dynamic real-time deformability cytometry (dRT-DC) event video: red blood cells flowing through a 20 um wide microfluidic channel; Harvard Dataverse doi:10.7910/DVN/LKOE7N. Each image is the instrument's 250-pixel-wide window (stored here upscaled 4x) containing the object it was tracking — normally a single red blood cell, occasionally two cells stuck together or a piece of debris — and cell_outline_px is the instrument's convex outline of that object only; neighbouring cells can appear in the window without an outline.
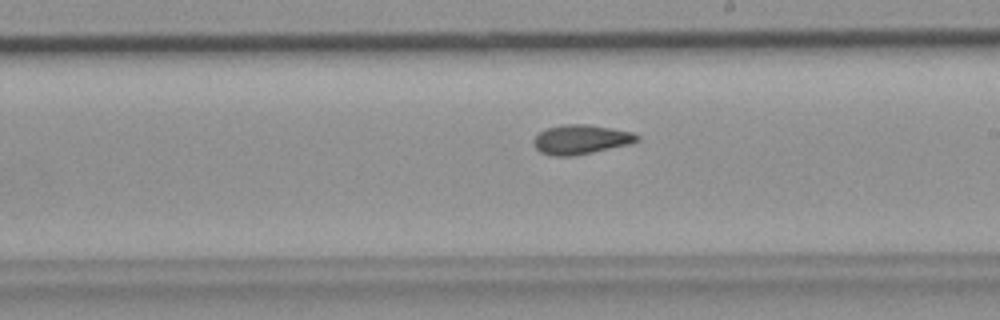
{"species": "common noctule bat (a hibernating species)", "species_latin": "Nyctalus noctula", "temperature_condition": "room temperature", "stored_images_in_passage": 47, "camera_frame_rate_fps": 3000, "um_per_image_px": 0.085, "animal": {"sex": "female", "body_mass_g": 19.9}, "frame": {"image": 1, "passage_image": 27, "time_ms": 8.667, "image_size_px": [1000, 320], "cell_outline_px": [[640, 140], [628, 144], [576, 156], [552, 156], [540, 152], [532, 144], [532, 140], [540, 132], [548, 128], [564, 124], [588, 124], [632, 132], [640, 136]], "centroid_in_image_um": [49.35, 11.86], "position_along_channel_um": 239.6, "area_um2": 17.74}}
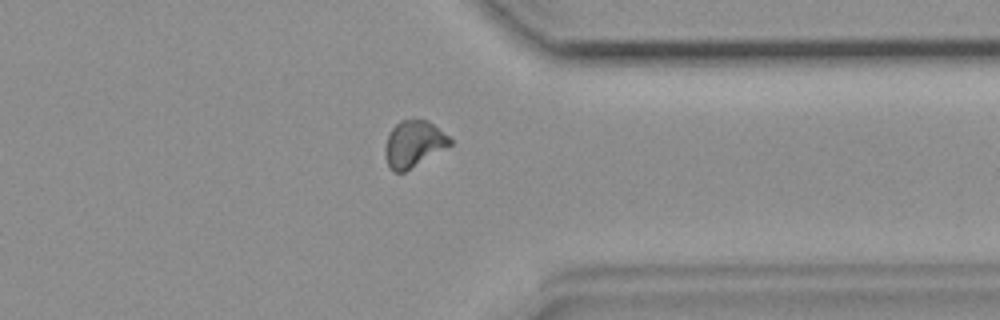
{"frame": {"image": 2, "passage_image": 37, "time_ms": 12.0, "image_size_px": [1000, 320], "cell_outline_px": [[452, 144], [404, 172], [392, 172], [384, 156], [384, 148], [388, 132], [400, 120], [428, 120], [448, 136], [452, 140]], "centroid_in_image_um": [35.12, 12.23], "position_along_channel_um": 376.3, "area_um2": 17.46}}
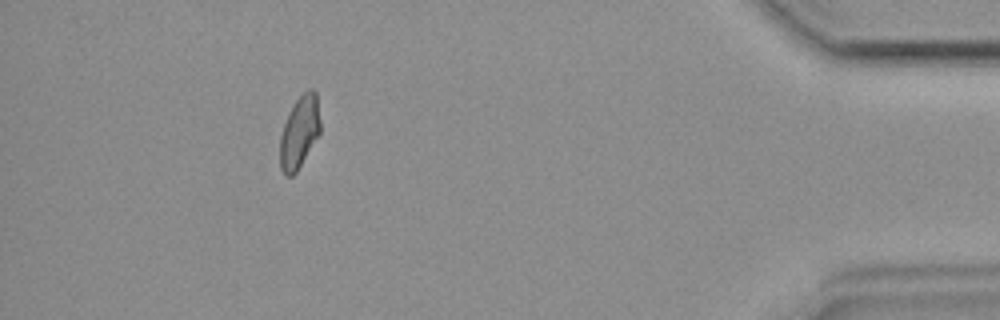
{"frame": {"image": 3, "passage_image": 43, "time_ms": 14.0, "image_size_px": [1000, 320], "cell_outline_px": [[320, 132], [296, 172], [292, 176], [284, 176], [280, 168], [280, 136], [284, 124], [296, 100], [308, 88], [312, 88], [316, 92], [320, 120]], "centroid_in_image_um": [25.45, 11.24], "position_along_channel_um": 409.8, "area_um2": 16.7}}